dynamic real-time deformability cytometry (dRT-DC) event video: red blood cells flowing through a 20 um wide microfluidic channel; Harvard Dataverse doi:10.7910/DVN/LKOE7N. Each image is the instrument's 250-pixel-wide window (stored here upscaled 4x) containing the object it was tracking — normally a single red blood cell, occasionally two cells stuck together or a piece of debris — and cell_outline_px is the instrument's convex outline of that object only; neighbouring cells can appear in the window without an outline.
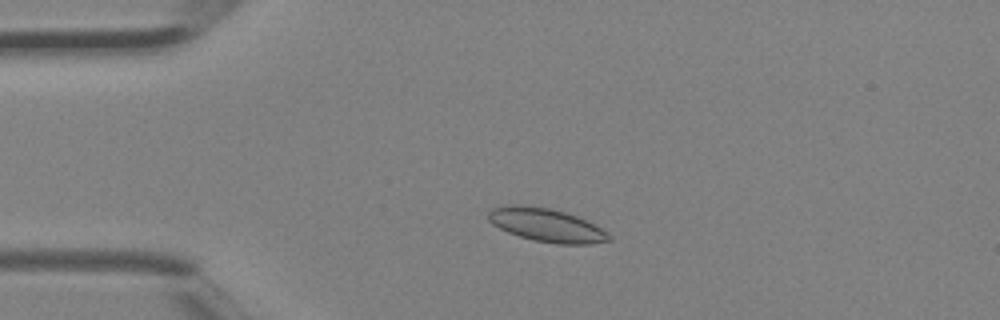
{"species": "Egyptian fruit bat (a non-hibernating species)", "species_latin": "Rousettus aegyptiacus", "temperature_condition": "room temperature", "stored_images_in_passage": 3, "camera_frame_rate_fps": 3000, "um_per_image_px": 0.085, "animal": {"sex": "female"}, "frame": {"image": 1, "passage_image": 2, "time_ms": 0.333, "image_size_px": [1000, 320], "cell_outline_px": [[612, 240], [592, 244], [556, 244], [532, 240], [508, 232], [492, 224], [488, 220], [488, 212], [492, 208], [504, 204], [520, 204], [548, 208], [564, 212], [588, 220], [596, 224], [608, 232], [612, 236]], "centroid_in_image_um": [46.47, 19.13], "position_along_channel_um": 38.5, "area_um2": 23.81}}